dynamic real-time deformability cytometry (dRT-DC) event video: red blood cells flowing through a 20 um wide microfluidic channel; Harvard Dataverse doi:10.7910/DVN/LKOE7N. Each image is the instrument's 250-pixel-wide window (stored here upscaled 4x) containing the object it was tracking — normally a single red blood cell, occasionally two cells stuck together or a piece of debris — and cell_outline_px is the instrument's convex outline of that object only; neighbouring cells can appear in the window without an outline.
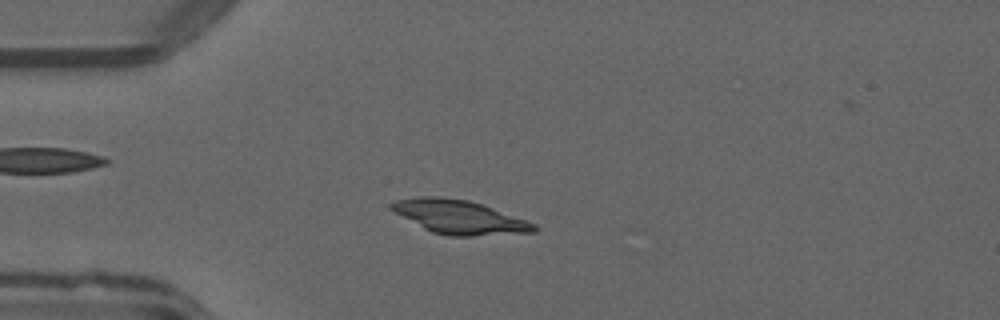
{"species": "common noctule bat (a hibernating species)", "species_latin": "Nyctalus noctula", "temperature_condition": "warm", "stored_images_in_passage": 51, "camera_frame_rate_fps": 3000, "um_per_image_px": 0.085, "animal": {"sex": "male", "forearm_length_mm": 52.5}, "frame": {"image": 1, "passage_image": 14, "time_ms": 4.333, "image_size_px": [1000, 320], "cell_outline_px": [[540, 228], [536, 232], [472, 236], [448, 236], [432, 232], [424, 228], [388, 208], [388, 204], [396, 200], [420, 196], [440, 196], [468, 200], [492, 208], [536, 224]], "centroid_in_image_um": [39.04, 18.45], "position_along_channel_um": 46.0, "area_um2": 27.86}}
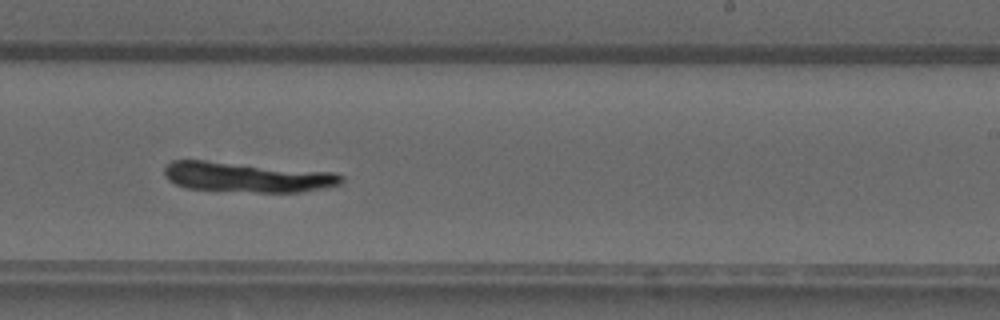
{"frame": {"image": 2, "passage_image": 32, "time_ms": 10.333, "image_size_px": [1000, 320], "cell_outline_px": [[344, 180], [340, 184], [324, 188], [304, 192], [256, 192], [184, 188], [168, 180], [164, 176], [164, 168], [172, 160], [204, 160], [336, 172], [344, 176]], "centroid_in_image_um": [21.02, 15.05], "position_along_channel_um": 268.0, "area_um2": 31.21}}
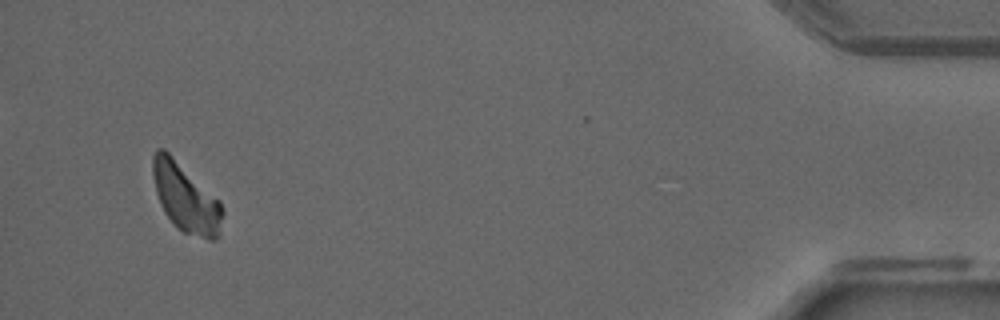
{"frame": {"image": 3, "passage_image": 49, "time_ms": 16.0, "image_size_px": [1000, 320], "cell_outline_px": [[224, 212], [220, 236], [216, 240], [208, 240], [184, 232], [176, 228], [172, 224], [164, 212], [160, 204], [156, 192], [152, 172], [152, 156], [156, 148], [164, 148], [220, 200]], "centroid_in_image_um": [15.8, 16.84], "position_along_channel_um": 419.4, "area_um2": 28.26}}